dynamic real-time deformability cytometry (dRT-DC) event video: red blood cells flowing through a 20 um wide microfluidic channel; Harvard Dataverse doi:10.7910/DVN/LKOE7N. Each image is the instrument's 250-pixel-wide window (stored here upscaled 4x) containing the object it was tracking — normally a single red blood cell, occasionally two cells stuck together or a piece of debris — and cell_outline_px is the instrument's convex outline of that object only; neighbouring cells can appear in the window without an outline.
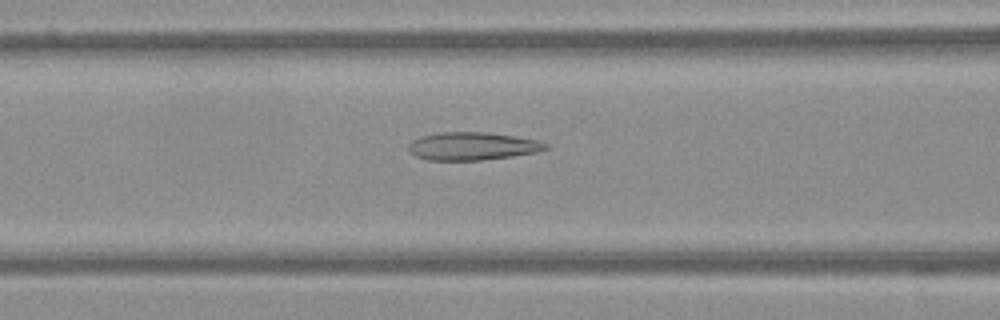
{"species": "Egyptian fruit bat (a non-hibernating species)", "species_latin": "Rousettus aegyptiacus", "temperature_condition": "warm", "stored_images_in_passage": 54, "camera_frame_rate_fps": 3000, "um_per_image_px": 0.085, "frame": {"image": 1, "passage_image": 24, "time_ms": 7.667, "image_size_px": [1000, 320], "cell_outline_px": [[548, 148], [536, 152], [512, 156], [480, 160], [428, 160], [416, 156], [408, 152], [408, 144], [412, 140], [420, 136], [440, 132], [488, 132], [536, 140], [548, 144]], "centroid_in_image_um": [40.09, 12.42], "position_along_channel_um": 126.5, "area_um2": 22.25}}
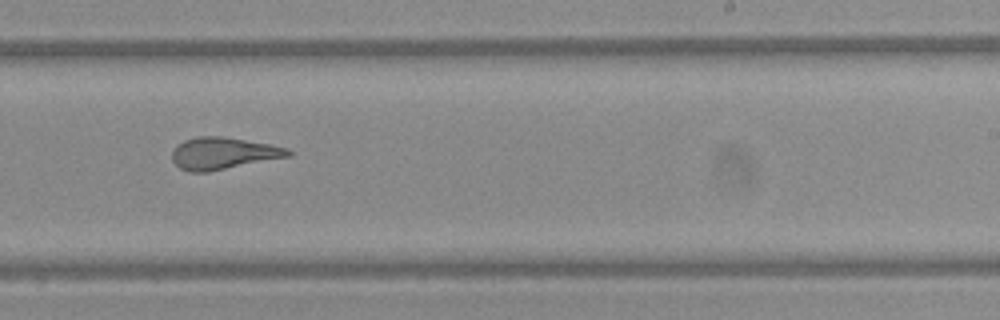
{"frame": {"image": 2, "passage_image": 36, "time_ms": 11.667, "image_size_px": [1000, 320], "cell_outline_px": [[292, 156], [208, 172], [188, 172], [180, 168], [172, 160], [172, 152], [184, 140], [200, 136], [224, 136], [268, 144], [288, 148], [292, 152]], "centroid_in_image_um": [19.0, 13.04], "position_along_channel_um": 270.0, "area_um2": 21.56}}
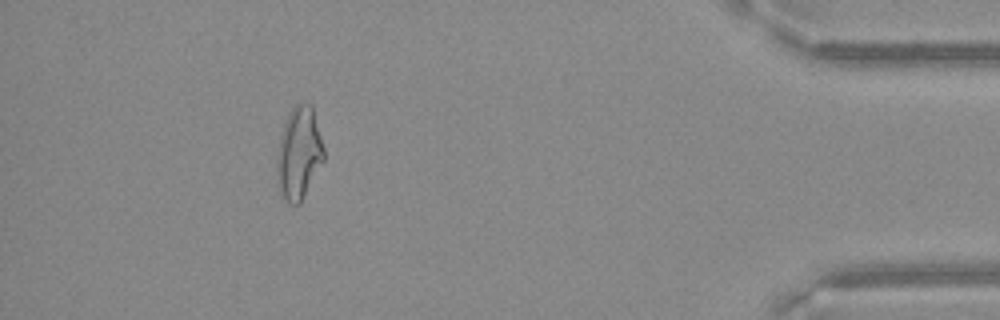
{"frame": {"image": 3, "passage_image": 52, "time_ms": 17.0, "image_size_px": [1000, 320], "cell_outline_px": [[324, 160], [300, 204], [288, 204], [280, 196], [276, 172], [276, 156], [280, 136], [288, 112], [296, 104], [312, 104], [324, 148]], "centroid_in_image_um": [25.39, 13.06], "position_along_channel_um": 409.8, "area_um2": 25.55}}